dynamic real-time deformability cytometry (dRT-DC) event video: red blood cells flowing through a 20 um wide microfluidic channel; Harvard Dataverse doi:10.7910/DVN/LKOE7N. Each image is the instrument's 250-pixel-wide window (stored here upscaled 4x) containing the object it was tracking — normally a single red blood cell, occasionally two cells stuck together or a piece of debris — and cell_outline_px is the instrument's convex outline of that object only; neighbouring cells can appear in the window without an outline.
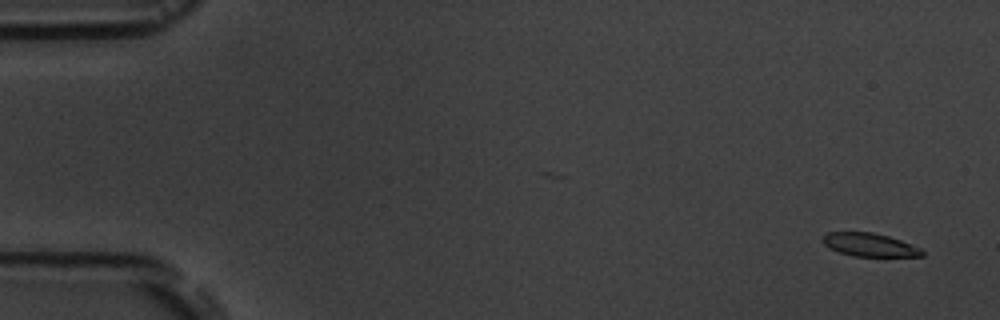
{"species": "common noctule bat (a hibernating species)", "species_latin": "Nyctalus noctula", "temperature_condition": "room temperature", "stored_images_in_passage": 5, "camera_frame_rate_fps": 3000, "um_per_image_px": 0.085, "animal": {"sex": "male", "body_mass_g": 19.5, "forearm_length_mm": 54.6}, "frame": {"image": 1, "passage_image": 1, "time_ms": 0.0, "image_size_px": [1000, 320], "cell_outline_px": [[924, 256], [852, 256], [840, 252], [824, 244], [824, 236], [828, 232], [872, 232], [888, 236], [900, 240], [920, 248], [924, 252]], "centroid_in_image_um": [73.94, 20.81], "position_along_channel_um": 11.1, "area_um2": 13.18}}